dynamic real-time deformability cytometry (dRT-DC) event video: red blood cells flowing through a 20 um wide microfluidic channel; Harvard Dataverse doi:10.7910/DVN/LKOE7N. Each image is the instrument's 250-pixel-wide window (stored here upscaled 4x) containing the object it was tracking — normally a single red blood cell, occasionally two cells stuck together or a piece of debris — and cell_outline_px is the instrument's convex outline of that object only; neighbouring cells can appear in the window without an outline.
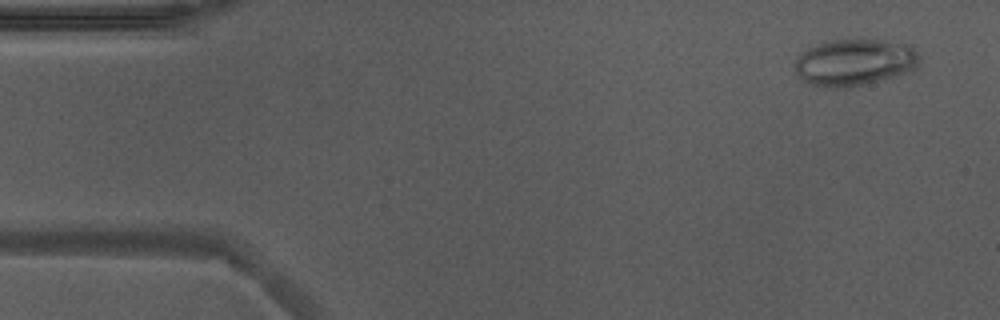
{"species": "Egyptian fruit bat (a non-hibernating species)", "species_latin": "Rousettus aegyptiacus", "temperature_condition": "warm", "stored_images_in_passage": 52, "camera_frame_rate_fps": 3000, "um_per_image_px": 0.085, "animal": {"sex": "male"}, "frame": {"image": 1, "passage_image": 3, "time_ms": 0.667, "image_size_px": [1000, 320], "cell_outline_px": [[920, 56], [908, 68], [892, 76], [852, 88], [824, 88], [804, 84], [796, 72], [792, 64], [796, 56], [808, 48], [824, 40], [880, 40], [908, 44]], "centroid_in_image_um": [72.44, 5.31], "position_along_channel_um": 12.6, "area_um2": 33.76}}
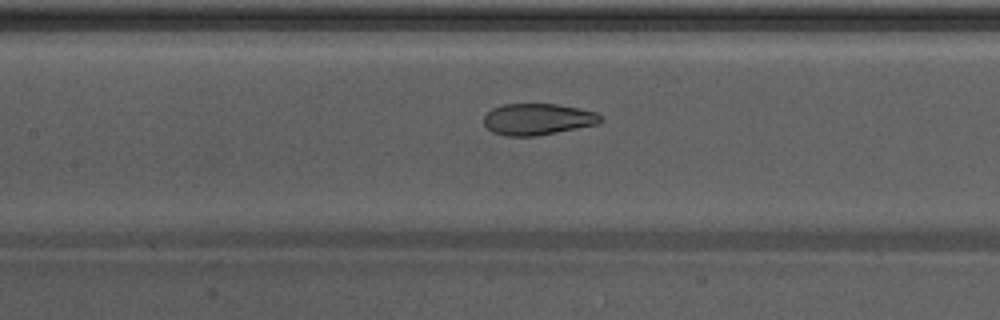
{"frame": {"image": 2, "passage_image": 23, "time_ms": 7.333, "image_size_px": [1000, 320], "cell_outline_px": [[604, 120], [600, 124], [536, 136], [504, 136], [492, 132], [484, 124], [484, 116], [492, 108], [504, 104], [556, 104], [596, 112], [604, 116]], "centroid_in_image_um": [45.74, 10.14], "position_along_channel_um": 161.7, "area_um2": 21.56}}
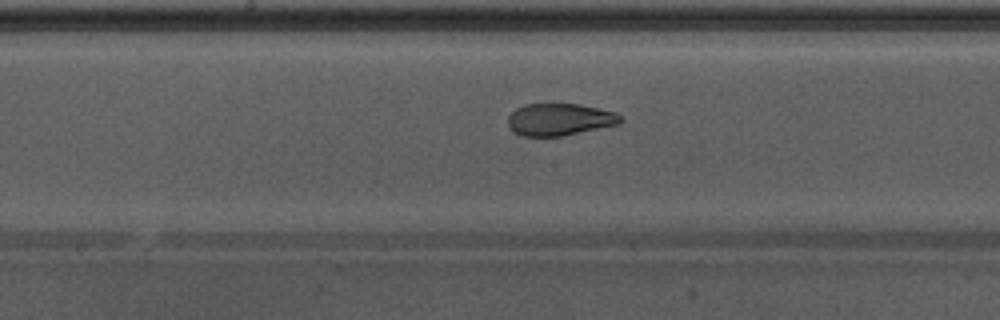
{"frame": {"image": 3, "passage_image": 26, "time_ms": 8.333, "image_size_px": [1000, 320], "cell_outline_px": [[624, 120], [620, 124], [564, 136], [520, 136], [508, 124], [508, 116], [516, 108], [524, 104], [580, 104], [616, 112]], "centroid_in_image_um": [47.6, 10.15], "position_along_channel_um": 200.6, "area_um2": 21.15}, "authors_computed_cell_mechanics": {"area_um2": 24.3338, "velocity_mm_per_s": 3.903, "shape_relaxation_time_tau1_ms": 8.9998, "shape_relaxation_time_tau2_ms": 1.0239, "deformation_change_tau1": 0.2465, "deformation_change_tau2": 0.0563}}